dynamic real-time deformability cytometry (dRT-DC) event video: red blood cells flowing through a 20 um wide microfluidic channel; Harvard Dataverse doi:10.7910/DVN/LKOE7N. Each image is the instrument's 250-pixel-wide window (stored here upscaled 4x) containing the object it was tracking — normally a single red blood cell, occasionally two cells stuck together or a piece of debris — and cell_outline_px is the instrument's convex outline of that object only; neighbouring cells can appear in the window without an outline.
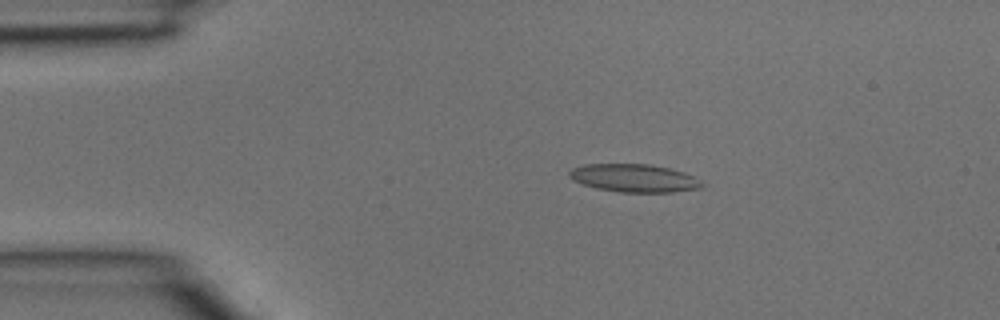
{"species": "common noctule bat (a hibernating species)", "species_latin": "Nyctalus noctula", "temperature_condition": "room temperature", "stored_images_in_passage": 34, "camera_frame_rate_fps": 3000, "um_per_image_px": 0.085, "animal": {"sex": "male", "body_mass_g": 15.6}, "frame": {"image": 1, "passage_image": 3, "time_ms": 0.667, "image_size_px": [1000, 320], "cell_outline_px": [[704, 188], [672, 192], [620, 192], [596, 188], [572, 180], [568, 176], [568, 172], [572, 168], [584, 164], [648, 164], [668, 168], [684, 172], [696, 176], [704, 184]], "centroid_in_image_um": [53.93, 15.14], "position_along_channel_um": 31.1, "area_um2": 21.79}}
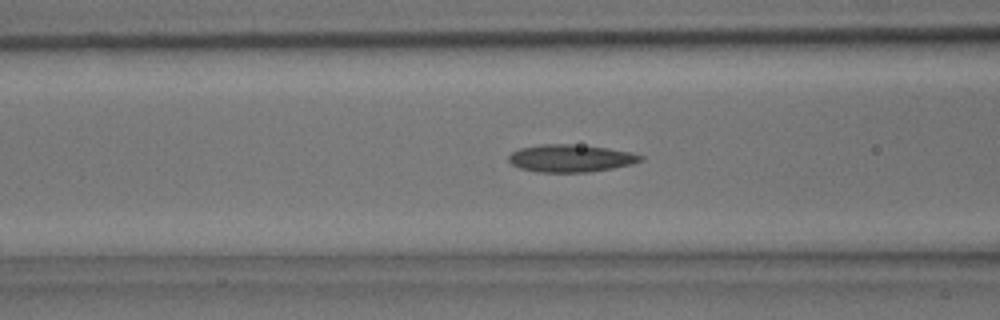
{"frame": {"image": 2, "passage_image": 11, "time_ms": 3.333, "image_size_px": [1000, 320], "cell_outline_px": [[644, 160], [632, 164], [592, 172], [536, 172], [520, 168], [512, 164], [508, 160], [508, 156], [512, 152], [520, 148], [544, 144], [572, 144], [608, 148], [632, 152], [644, 156]], "centroid_in_image_um": [48.53, 13.46], "position_along_channel_um": 118.1, "area_um2": 21.21}}
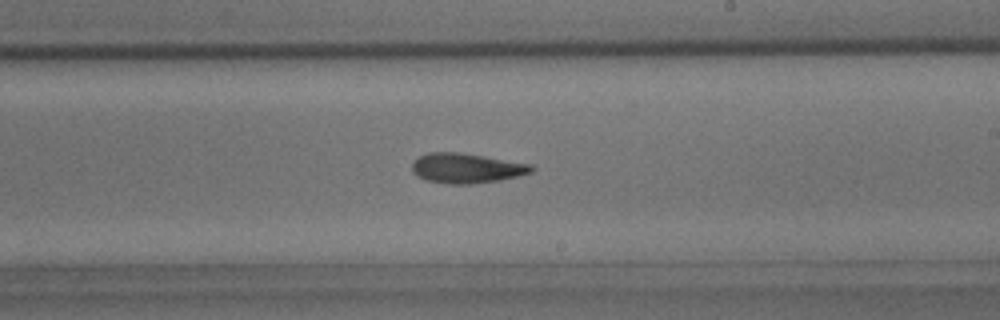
{"frame": {"image": 3, "passage_image": 19, "time_ms": 6.0, "image_size_px": [1000, 320], "cell_outline_px": [[536, 168], [532, 172], [500, 180], [468, 184], [448, 184], [424, 180], [416, 176], [412, 172], [412, 164], [420, 156], [428, 152], [460, 152], [532, 164]], "centroid_in_image_um": [39.64, 14.29], "position_along_channel_um": 249.4, "area_um2": 20.87}}